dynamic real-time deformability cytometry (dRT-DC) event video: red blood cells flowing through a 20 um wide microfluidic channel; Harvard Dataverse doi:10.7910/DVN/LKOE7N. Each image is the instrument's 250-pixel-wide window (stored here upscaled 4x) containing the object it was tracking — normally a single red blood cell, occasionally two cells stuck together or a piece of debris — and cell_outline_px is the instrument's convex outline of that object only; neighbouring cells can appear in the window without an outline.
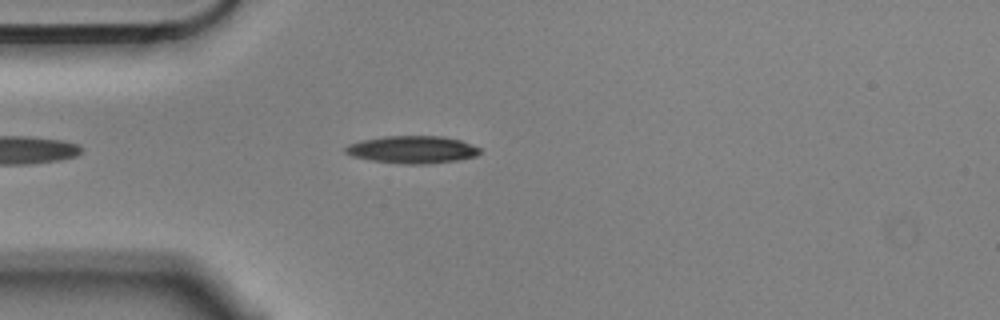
{"species": "Egyptian fruit bat (a non-hibernating species)", "species_latin": "Rousettus aegyptiacus", "temperature_condition": "cold", "stored_images_in_passage": 3, "camera_frame_rate_fps": 3000, "um_per_image_px": 0.085, "animal": {"sex": "male"}, "frame": {"image": 1, "passage_image": 2, "time_ms": 0.333, "image_size_px": [1000, 320], "cell_outline_px": [[480, 152], [476, 156], [456, 160], [424, 164], [404, 164], [372, 160], [352, 156], [344, 152], [344, 148], [348, 144], [360, 140], [384, 136], [440, 136], [460, 140], [480, 148]], "centroid_in_image_um": [35.01, 12.71], "position_along_channel_um": 50.0, "area_um2": 21.39}}